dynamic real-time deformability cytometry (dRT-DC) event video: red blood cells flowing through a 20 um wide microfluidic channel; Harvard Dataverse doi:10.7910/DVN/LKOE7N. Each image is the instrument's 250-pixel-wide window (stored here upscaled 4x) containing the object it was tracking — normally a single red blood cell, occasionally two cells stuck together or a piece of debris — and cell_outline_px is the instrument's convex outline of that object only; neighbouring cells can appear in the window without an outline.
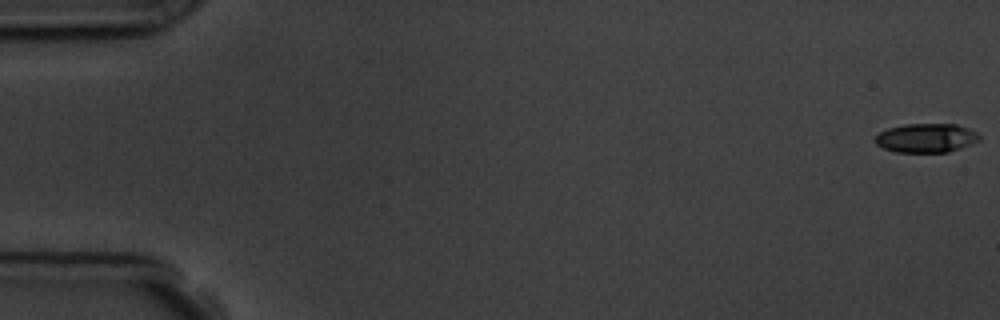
{"species": "common noctule bat (a hibernating species)", "species_latin": "Nyctalus noctula", "temperature_condition": "room temperature", "stored_images_in_passage": 6, "camera_frame_rate_fps": 3000, "um_per_image_px": 0.085, "animal": {"sex": "male", "body_mass_g": 19.5, "forearm_length_mm": 54.6}, "frame": {"image": 1, "passage_image": 1, "time_ms": 0.0, "image_size_px": [1000, 320], "cell_outline_px": [[980, 140], [960, 148], [948, 152], [896, 152], [884, 148], [876, 144], [872, 140], [880, 132], [888, 128], [904, 124], [956, 124], [968, 128], [976, 132], [980, 136]], "centroid_in_image_um": [78.71, 11.72], "position_along_channel_um": 6.3, "area_um2": 17.63}}